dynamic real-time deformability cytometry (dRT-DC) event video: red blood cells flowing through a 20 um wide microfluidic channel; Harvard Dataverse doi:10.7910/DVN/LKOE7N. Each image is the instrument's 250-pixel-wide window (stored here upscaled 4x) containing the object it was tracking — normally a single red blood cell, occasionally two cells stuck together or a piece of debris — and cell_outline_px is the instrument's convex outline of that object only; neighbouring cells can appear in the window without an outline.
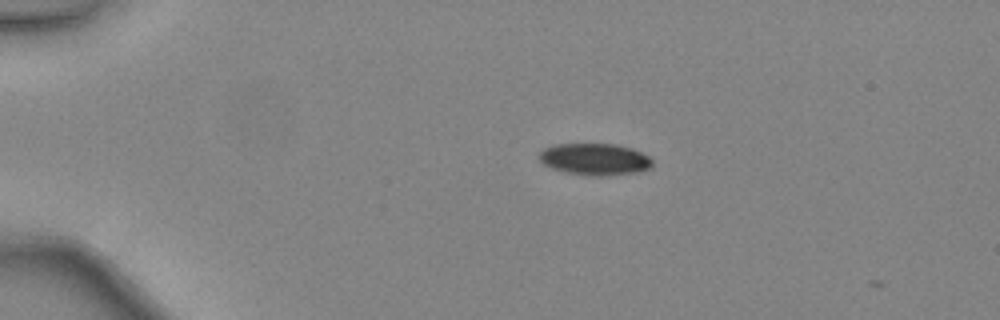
{"species": "common noctule bat (a hibernating species)", "species_latin": "Nyctalus noctula", "temperature_condition": "warm", "stored_images_in_passage": 6, "camera_frame_rate_fps": 3000, "um_per_image_px": 0.085, "animal": {"sex": "female", "body_mass_g": 24.6, "forearm_length_mm": 56.2}, "frame": {"image": 1, "passage_image": 3, "time_ms": 0.667, "image_size_px": [1000, 320], "cell_outline_px": [[652, 168], [640, 172], [600, 176], [596, 176], [568, 172], [552, 168], [544, 164], [536, 156], [544, 148], [556, 144], [616, 144], [632, 148], [648, 156], [652, 160]], "centroid_in_image_um": [50.57, 13.53], "position_along_channel_um": 34.4, "area_um2": 20.92}}